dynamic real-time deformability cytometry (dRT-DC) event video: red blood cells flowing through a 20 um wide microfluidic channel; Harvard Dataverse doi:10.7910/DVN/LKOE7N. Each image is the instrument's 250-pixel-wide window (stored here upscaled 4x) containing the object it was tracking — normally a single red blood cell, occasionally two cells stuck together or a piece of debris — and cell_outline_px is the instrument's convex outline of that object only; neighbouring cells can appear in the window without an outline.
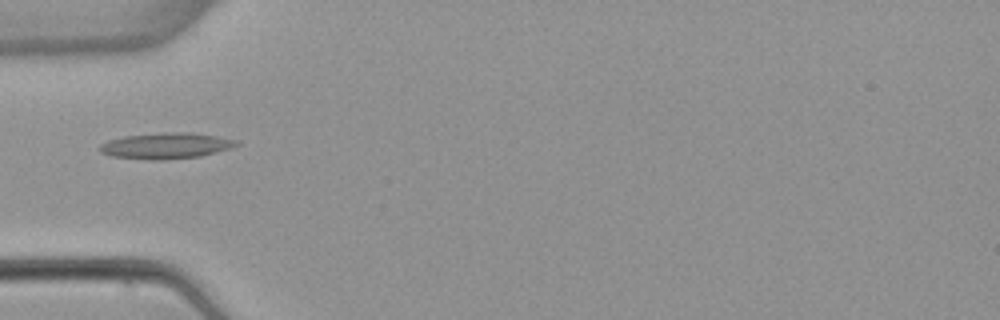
{"species": "common noctule bat (a hibernating species)", "species_latin": "Nyctalus noctula", "temperature_condition": "warm", "stored_images_in_passage": 5, "camera_frame_rate_fps": 3000, "um_per_image_px": 0.085, "animal": {"sex": "female", "body_mass_g": 22.7, "forearm_length_mm": 54.2}, "frame": {"image": 1, "passage_image": 5, "time_ms": 4.667, "image_size_px": [1000, 320], "cell_outline_px": [[240, 144], [232, 148], [200, 156], [164, 160], [148, 160], [112, 156], [100, 152], [100, 144], [108, 140], [124, 136], [164, 132], [192, 132], [240, 140]], "centroid_in_image_um": [14.14, 12.38], "position_along_channel_um": 70.9, "area_um2": 20.87}}